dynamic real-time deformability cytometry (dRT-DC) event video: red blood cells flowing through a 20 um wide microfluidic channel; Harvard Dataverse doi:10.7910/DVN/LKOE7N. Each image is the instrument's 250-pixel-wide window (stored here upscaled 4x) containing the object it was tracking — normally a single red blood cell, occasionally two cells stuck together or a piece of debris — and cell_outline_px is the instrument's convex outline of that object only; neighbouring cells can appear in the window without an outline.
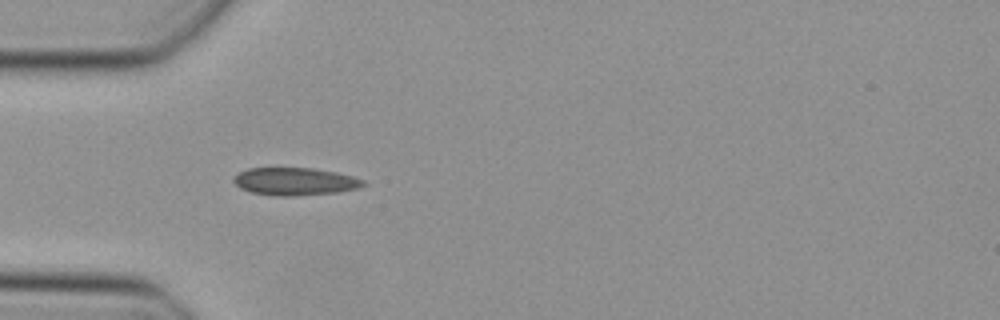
{"species": "Egyptian fruit bat (a non-hibernating species)", "species_latin": "Rousettus aegyptiacus", "temperature_condition": "cold", "stored_images_in_passage": 12, "camera_frame_rate_fps": 3000, "um_per_image_px": 0.085, "animal": {"sex": "female"}, "frame": {"image": 1, "passage_image": 1, "time_ms": 0.0, "image_size_px": [1000, 320], "cell_outline_px": [[368, 184], [360, 188], [336, 192], [288, 196], [272, 196], [252, 192], [240, 188], [232, 180], [232, 176], [248, 168], [312, 168], [336, 172], [352, 176], [364, 180]], "centroid_in_image_um": [25.07, 15.42], "position_along_channel_um": 59.9, "area_um2": 20.92}}
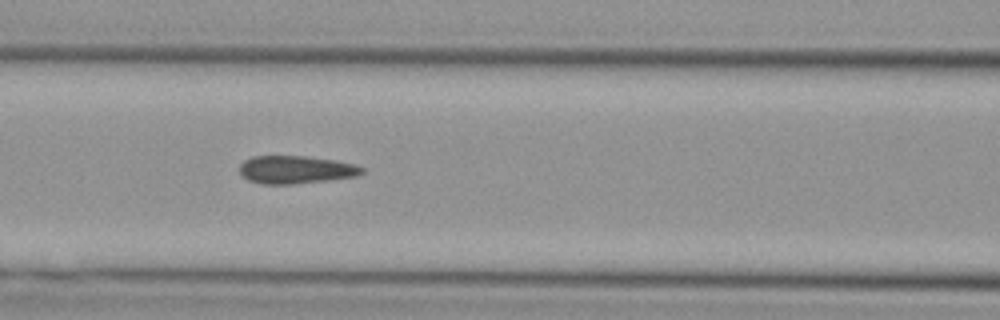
{"frame": {"image": 2, "passage_image": 7, "time_ms": 2.0, "image_size_px": [1000, 320], "cell_outline_px": [[364, 172], [356, 176], [328, 180], [292, 184], [264, 184], [248, 180], [240, 172], [240, 164], [244, 160], [252, 156], [304, 156], [336, 160], [356, 164], [364, 168]], "centroid_in_image_um": [25.16, 14.41], "position_along_channel_um": 141.4, "area_um2": 19.88}}
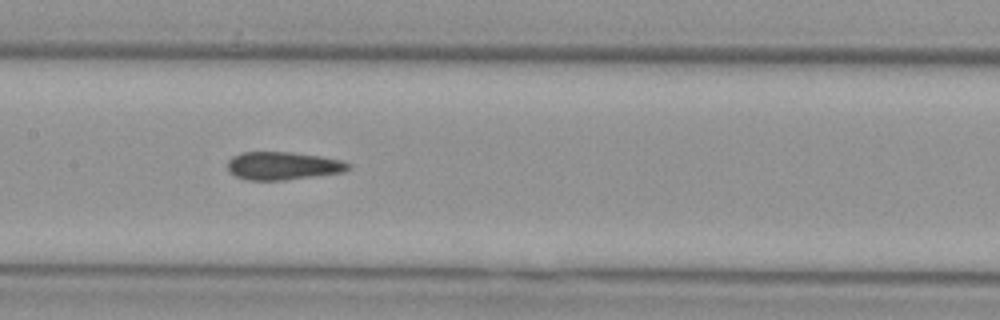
{"frame": {"image": 3, "passage_image": 10, "time_ms": 3.0, "image_size_px": [1000, 320], "cell_outline_px": [[352, 168], [344, 172], [284, 180], [248, 180], [236, 176], [228, 172], [228, 160], [232, 156], [244, 152], [292, 152], [320, 156], [340, 160], [352, 164]], "centroid_in_image_um": [24.06, 14.09], "position_along_channel_um": 183.3, "area_um2": 19.77}}